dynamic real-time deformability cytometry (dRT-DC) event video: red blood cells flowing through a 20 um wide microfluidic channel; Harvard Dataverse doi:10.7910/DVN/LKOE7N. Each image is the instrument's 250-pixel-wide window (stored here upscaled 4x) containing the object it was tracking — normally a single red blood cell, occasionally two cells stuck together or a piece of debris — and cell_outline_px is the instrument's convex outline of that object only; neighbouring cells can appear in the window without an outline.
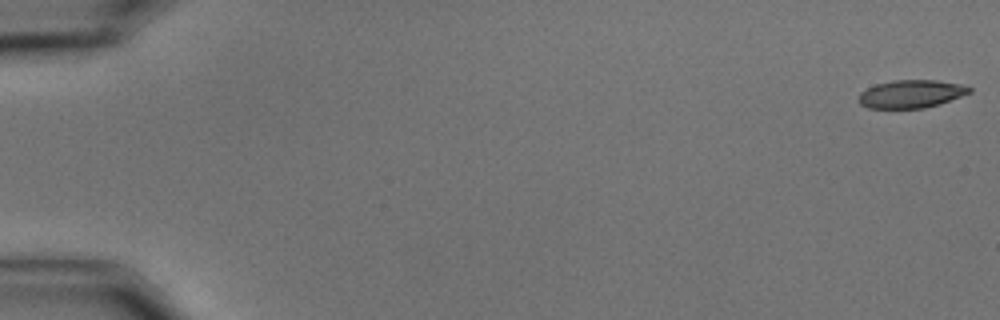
{"species": "common noctule bat (a hibernating species)", "species_latin": "Nyctalus noctula", "temperature_condition": "cold", "stored_images_in_passage": 57, "camera_frame_rate_fps": 3000, "um_per_image_px": 0.085, "animal": {"sex": "male", "body_mass_g": 15.6}, "frame": {"image": 1, "passage_image": 1, "time_ms": 0.0, "image_size_px": [1000, 320], "cell_outline_px": [[972, 92], [940, 104], [924, 108], [868, 108], [860, 104], [860, 92], [876, 84], [892, 80], [936, 80], [960, 84], [972, 88]], "centroid_in_image_um": [77.47, 7.98], "position_along_channel_um": 7.5, "area_um2": 17.98}}
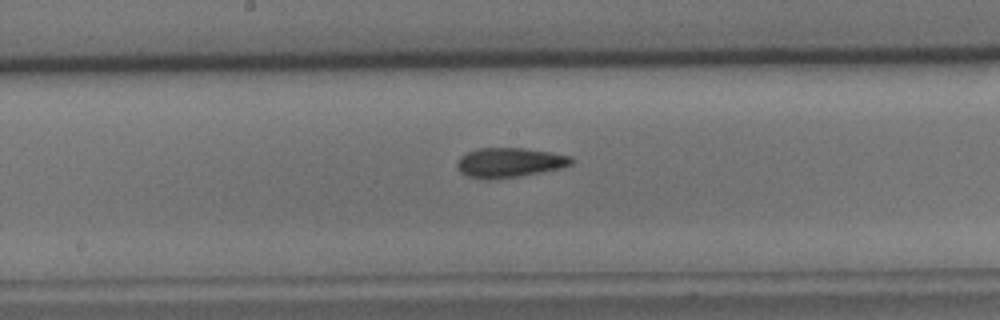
{"frame": {"image": 2, "passage_image": 31, "time_ms": 10.0, "image_size_px": [1000, 320], "cell_outline_px": [[572, 164], [560, 168], [520, 176], [488, 180], [480, 180], [468, 176], [460, 172], [456, 168], [456, 164], [460, 156], [468, 152], [480, 148], [524, 148], [552, 152], [572, 156]], "centroid_in_image_um": [43.27, 13.82], "position_along_channel_um": 204.9, "area_um2": 19.88}}
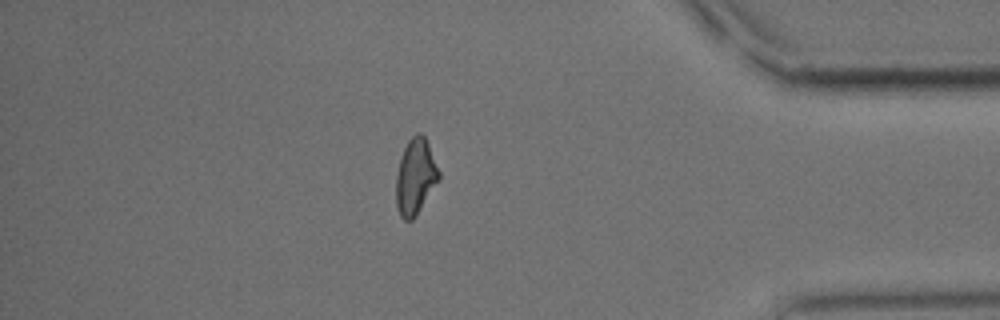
{"frame": {"image": 3, "passage_image": 50, "time_ms": 16.333, "image_size_px": [1000, 320], "cell_outline_px": [[440, 180], [416, 216], [412, 220], [404, 220], [400, 216], [396, 204], [396, 176], [400, 160], [404, 148], [408, 140], [416, 132], [420, 132], [424, 136], [428, 144], [440, 172]], "centroid_in_image_um": [35.32, 15.03], "position_along_channel_um": 399.9, "area_um2": 18.96}, "authors_computed_cell_mechanics": {"area_um2": 19.074, "velocity_mm_per_s": 3.5457, "shape_relaxation_time_tau1_ms": 10.4673, "shape_relaxation_time_tau2_ms": 4.7049, "deformation_change_tau1": 0.1944, "deformation_change_tau2": 0.1206}}